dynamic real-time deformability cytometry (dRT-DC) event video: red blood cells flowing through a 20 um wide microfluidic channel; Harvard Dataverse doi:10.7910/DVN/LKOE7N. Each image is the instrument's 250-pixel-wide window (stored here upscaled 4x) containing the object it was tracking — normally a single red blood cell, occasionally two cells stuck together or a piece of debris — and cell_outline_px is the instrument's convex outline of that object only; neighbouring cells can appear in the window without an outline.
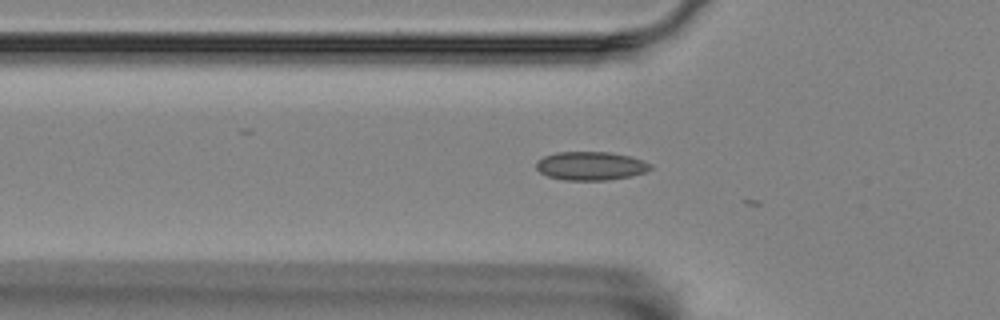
{"species": "Egyptian fruit bat (a non-hibernating species)", "species_latin": "Rousettus aegyptiacus", "temperature_condition": "room temperature", "stored_images_in_passage": 11, "camera_frame_rate_fps": 3000, "um_per_image_px": 0.085, "animal": {"sex": "female"}, "frame": {"image": 1, "passage_image": 4, "time_ms": 1.0, "image_size_px": [1000, 320], "cell_outline_px": [[652, 168], [644, 172], [632, 176], [608, 180], [564, 180], [548, 176], [540, 172], [536, 168], [536, 160], [544, 156], [556, 152], [612, 152], [628, 156], [652, 164]], "centroid_in_image_um": [50.18, 14.1], "position_along_channel_um": 75.6, "area_um2": 19.02}}
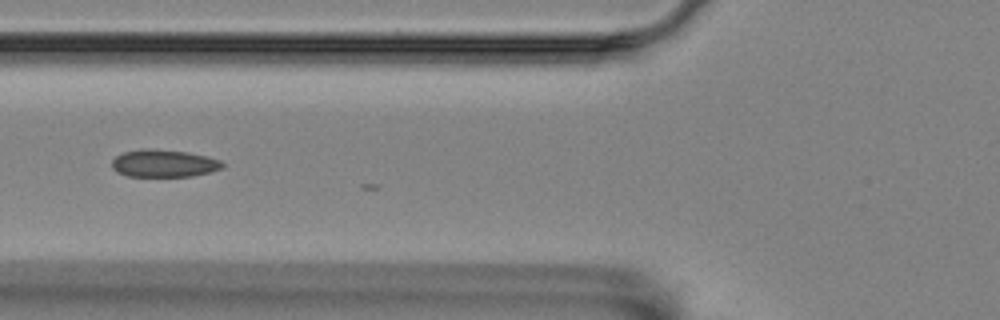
{"frame": {"image": 2, "passage_image": 7, "time_ms": 2.0, "image_size_px": [1000, 320], "cell_outline_px": [[224, 168], [192, 176], [128, 176], [116, 172], [112, 168], [112, 160], [116, 156], [124, 152], [140, 148], [152, 148], [188, 152], [220, 160], [224, 164]], "centroid_in_image_um": [13.89, 13.88], "position_along_channel_um": 111.9, "area_um2": 17.74}}
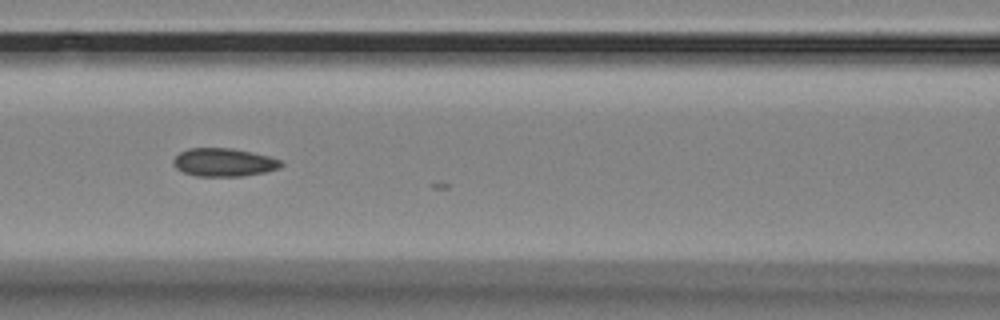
{"frame": {"image": 3, "passage_image": 10, "time_ms": 3.0, "image_size_px": [1000, 320], "cell_outline_px": [[284, 164], [280, 168], [264, 172], [244, 176], [196, 176], [184, 172], [176, 168], [172, 164], [172, 160], [180, 152], [188, 148], [232, 148], [252, 152], [268, 156], [280, 160]], "centroid_in_image_um": [19.01, 13.8], "position_along_channel_um": 147.6, "area_um2": 17.74}}